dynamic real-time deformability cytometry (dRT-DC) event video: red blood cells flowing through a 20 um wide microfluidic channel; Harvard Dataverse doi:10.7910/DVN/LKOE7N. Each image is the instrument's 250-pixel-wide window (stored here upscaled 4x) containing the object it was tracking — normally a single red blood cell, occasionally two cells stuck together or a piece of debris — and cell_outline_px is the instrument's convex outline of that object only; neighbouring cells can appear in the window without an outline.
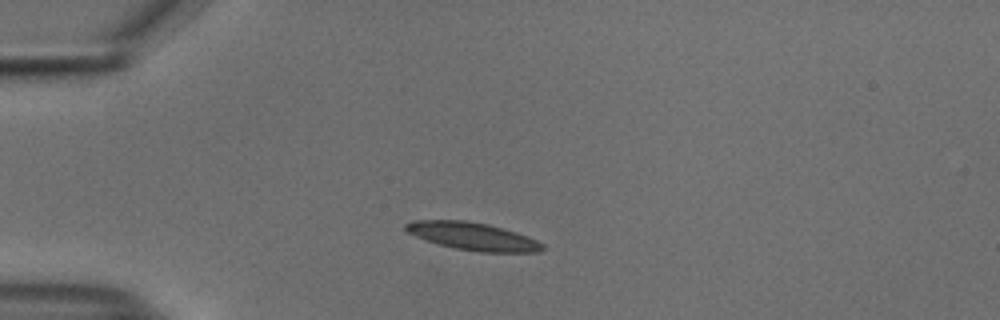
{"species": "common noctule bat (a hibernating species)", "species_latin": "Nyctalus noctula", "temperature_condition": "cold", "stored_images_in_passage": 41, "camera_frame_rate_fps": 3000, "um_per_image_px": 0.085, "animal": {"sex": "male", "body_mass_g": 18.8}, "frame": {"image": 1, "passage_image": 1, "time_ms": 0.0, "image_size_px": [1000, 320], "cell_outline_px": [[544, 248], [540, 252], [480, 252], [456, 248], [440, 244], [416, 236], [408, 232], [404, 228], [404, 224], [412, 220], [464, 220], [488, 224], [516, 232], [536, 240], [544, 244]], "centroid_in_image_um": [40.19, 20.08], "position_along_channel_um": 44.8, "area_um2": 21.85}}
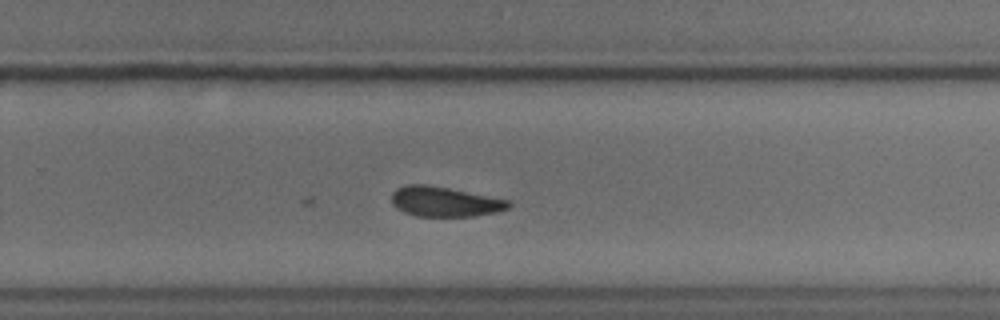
{"frame": {"image": 2, "passage_image": 23, "time_ms": 7.333, "image_size_px": [1000, 320], "cell_outline_px": [[512, 204], [508, 208], [496, 212], [476, 216], [416, 216], [404, 212], [396, 208], [392, 204], [392, 192], [396, 188], [404, 184], [424, 184], [448, 188], [508, 200]], "centroid_in_image_um": [37.75, 17.14], "position_along_channel_um": 292.0, "area_um2": 20.35}}
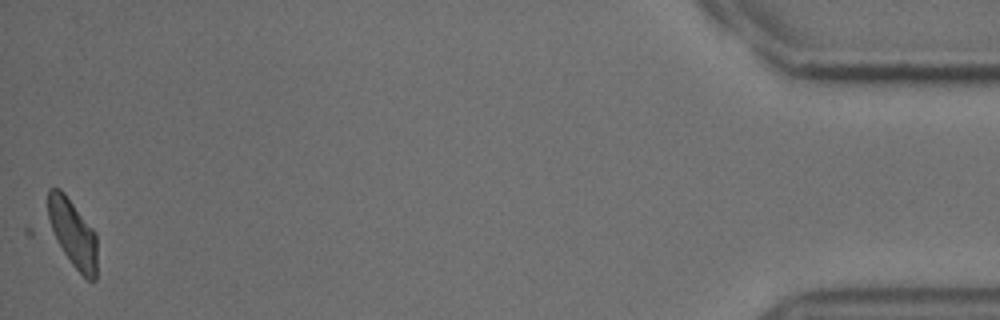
{"frame": {"image": 3, "passage_image": 41, "time_ms": 13.333, "image_size_px": [1000, 320], "cell_outline_px": [[96, 280], [92, 284], [28, 236], [24, 232], [24, 224], [48, 188], [60, 188], [64, 192], [96, 232]], "centroid_in_image_um": [5.45, 19.79], "position_along_channel_um": 429.8, "area_um2": 28.61}}